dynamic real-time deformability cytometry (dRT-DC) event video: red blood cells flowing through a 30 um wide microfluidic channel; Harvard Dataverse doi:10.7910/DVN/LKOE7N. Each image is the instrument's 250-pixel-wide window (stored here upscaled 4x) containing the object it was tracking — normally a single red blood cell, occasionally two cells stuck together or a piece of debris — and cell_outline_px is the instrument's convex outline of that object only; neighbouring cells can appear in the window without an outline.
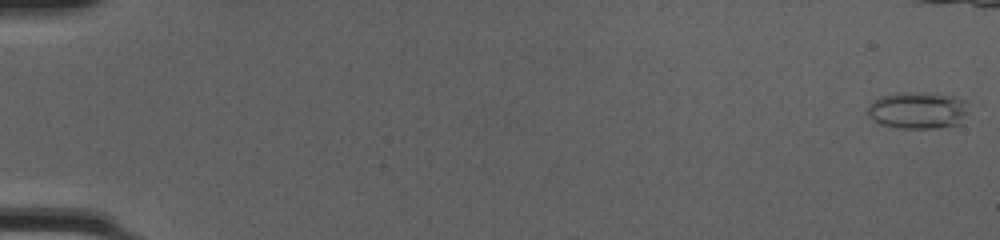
{"species": "common noctule bat (a hibernating species)", "species_latin": "Nyctalus noctula", "temperature_condition": "cold", "stored_images_in_passage": 42, "camera_frame_rate_fps": 3000, "um_per_image_px": 0.085, "animal": {"sex": "female", "body_mass_g": 20.0, "forearm_length_mm": 54.0}, "frame": {"image": 1, "passage_image": 1, "time_ms": 0.0, "image_size_px": [1000, 240], "cell_outline_px": [[968, 112], [960, 124], [936, 128], [900, 128], [880, 124], [868, 112], [868, 108], [872, 100], [880, 96], [900, 92], [908, 92], [956, 96], [968, 100]], "centroid_in_image_um": [78.07, 9.37], "position_along_channel_um": 6.9, "area_um2": 21.73}}
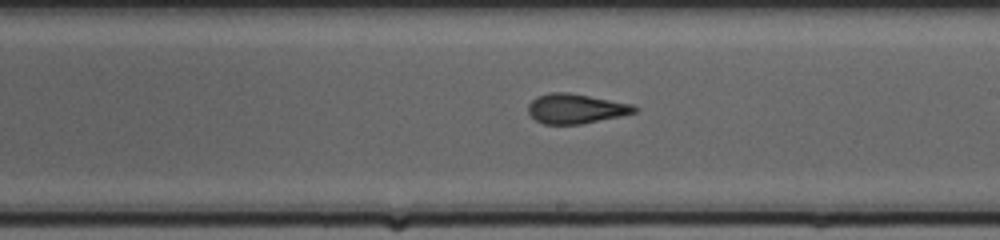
{"frame": {"image": 2, "passage_image": 31, "time_ms": 10.0, "image_size_px": [1000, 240], "cell_outline_px": [[640, 108], [636, 112], [620, 116], [580, 124], [544, 124], [536, 120], [528, 112], [528, 104], [536, 96], [548, 92], [568, 92], [632, 104]], "centroid_in_image_um": [48.93, 9.22], "position_along_channel_um": 240.1, "area_um2": 18.38}}
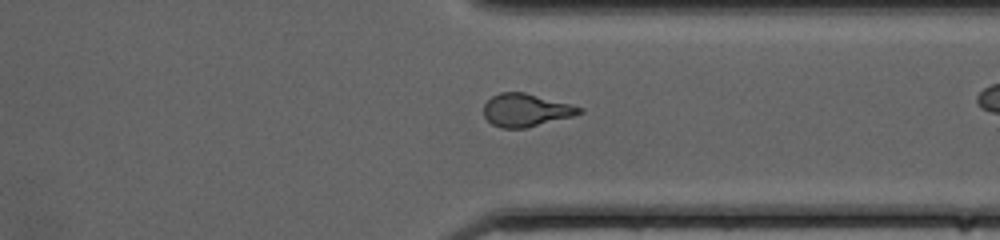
{"frame": {"image": 3, "passage_image": 40, "time_ms": 13.0, "image_size_px": [1000, 240], "cell_outline_px": [[584, 112], [572, 116], [524, 128], [500, 128], [492, 124], [484, 116], [484, 104], [492, 96], [500, 92], [524, 92], [572, 104], [584, 108]], "centroid_in_image_um": [44.71, 9.35], "position_along_channel_um": 366.7, "area_um2": 18.26}}